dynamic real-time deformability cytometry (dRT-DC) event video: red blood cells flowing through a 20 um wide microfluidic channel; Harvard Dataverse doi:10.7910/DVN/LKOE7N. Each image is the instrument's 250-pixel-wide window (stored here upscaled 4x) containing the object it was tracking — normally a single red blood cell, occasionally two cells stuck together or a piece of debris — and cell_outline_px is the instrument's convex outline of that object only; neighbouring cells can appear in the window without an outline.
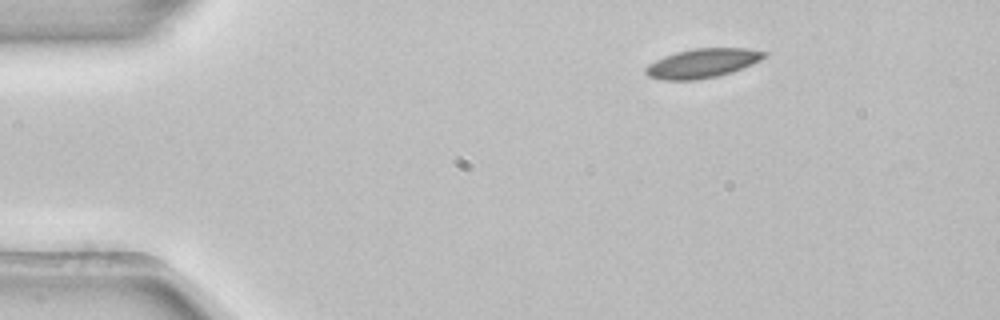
{"species": "common noctule bat (a hibernating species)", "species_latin": "Nyctalus noctula", "temperature_condition": "room temperature", "stored_images_in_passage": 2, "camera_frame_rate_fps": 3000, "um_per_image_px": 0.085, "animal": {"sex": "female", "body_mass_g": 22.7, "forearm_length_mm": 54.2}, "frame": {"image": 1, "passage_image": 1, "time_ms": 0.0, "image_size_px": [1000, 320], "cell_outline_px": [[768, 52], [760, 60], [752, 64], [732, 72], [716, 76], [696, 80], [664, 80], [648, 76], [644, 72], [644, 68], [648, 64], [664, 56], [676, 52], [692, 48], [748, 48]], "centroid_in_image_um": [59.68, 5.37], "position_along_channel_um": 25.3, "area_um2": 20.17}}